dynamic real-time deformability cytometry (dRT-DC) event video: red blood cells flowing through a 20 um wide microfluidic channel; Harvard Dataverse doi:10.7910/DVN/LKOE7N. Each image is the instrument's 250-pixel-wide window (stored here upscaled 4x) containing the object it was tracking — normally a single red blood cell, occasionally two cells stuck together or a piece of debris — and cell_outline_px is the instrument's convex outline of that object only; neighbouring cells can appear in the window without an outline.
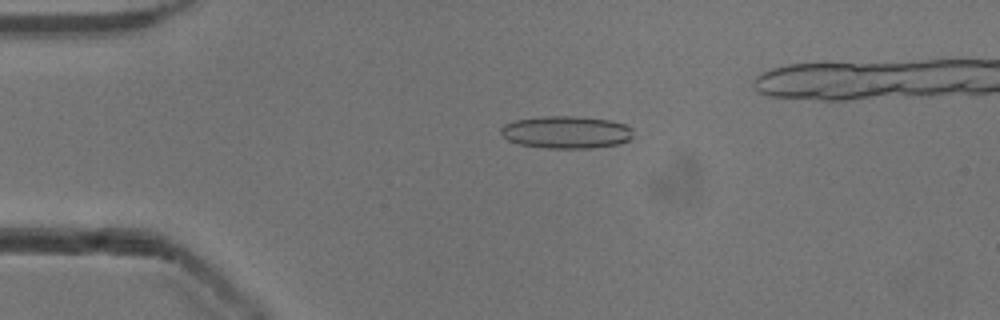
{"species": "common noctule bat (a hibernating species)", "species_latin": "Nyctalus noctula", "temperature_condition": "cold", "stored_images_in_passage": 47, "camera_frame_rate_fps": 3000, "um_per_image_px": 0.085, "animal": {"sex": "male", "body_mass_g": 13.3}, "frame": {"image": 1, "passage_image": 12, "time_ms": 3.667, "image_size_px": [1000, 320], "cell_outline_px": [[632, 136], [628, 140], [620, 144], [588, 148], [544, 148], [520, 144], [508, 140], [500, 132], [500, 128], [504, 124], [512, 120], [544, 116], [576, 116], [612, 120], [624, 124], [632, 128]], "centroid_in_image_um": [48.12, 11.23], "position_along_channel_um": 36.9, "area_um2": 25.14}}
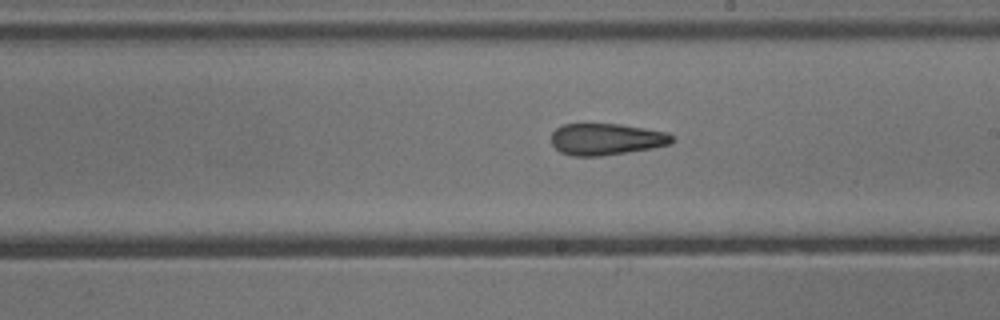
{"frame": {"image": 2, "passage_image": 30, "time_ms": 9.667, "image_size_px": [1000, 320], "cell_outline_px": [[676, 140], [672, 144], [652, 148], [600, 156], [572, 156], [560, 152], [552, 144], [552, 132], [556, 128], [564, 124], [620, 124], [668, 132]], "centroid_in_image_um": [51.56, 11.83], "position_along_channel_um": 237.4, "area_um2": 22.31}}
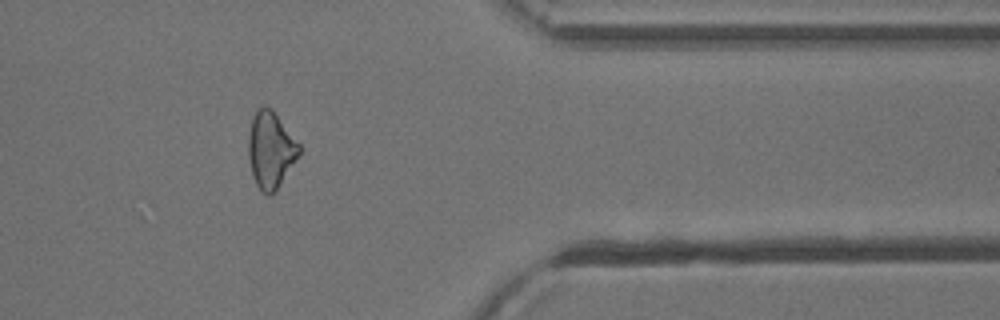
{"frame": {"image": 3, "passage_image": 43, "time_ms": 14.0, "image_size_px": [1000, 320], "cell_outline_px": [[300, 156], [276, 188], [268, 196], [256, 184], [252, 172], [248, 156], [248, 136], [252, 116], [256, 108], [264, 104], [272, 108], [300, 144]], "centroid_in_image_um": [23.0, 12.65], "position_along_channel_um": 388.4, "area_um2": 22.66}, "authors_computed_cell_mechanics": {"area_um2": 23.12, "velocity_mm_per_s": 3.9216, "shape_relaxation_time_tau1_ms": 8.4522, "shape_relaxation_time_tau2_ms": 3.7382, "deformation_change_tau1": 0.1596, "deformation_change_tau2": 0.1431}}